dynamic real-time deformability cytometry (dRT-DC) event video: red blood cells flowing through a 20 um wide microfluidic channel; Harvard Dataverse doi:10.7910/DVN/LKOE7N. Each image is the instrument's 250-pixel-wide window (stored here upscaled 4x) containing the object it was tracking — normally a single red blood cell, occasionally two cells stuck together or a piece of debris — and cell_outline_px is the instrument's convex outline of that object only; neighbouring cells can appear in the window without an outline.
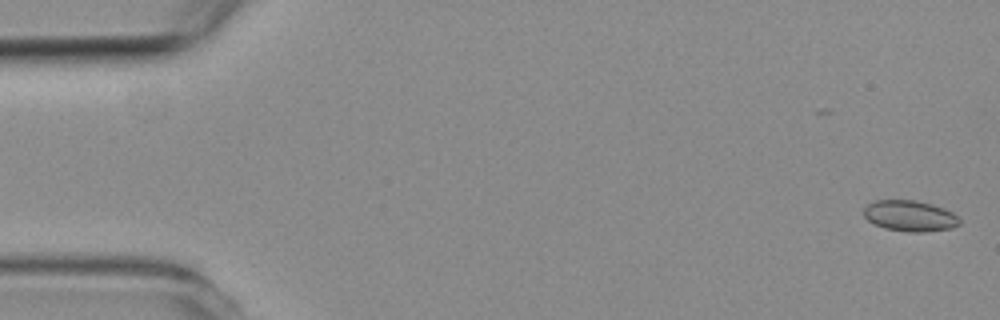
{"species": "common noctule bat (a hibernating species)", "species_latin": "Nyctalus noctula", "temperature_condition": "room temperature", "stored_images_in_passage": 4, "camera_frame_rate_fps": 3000, "um_per_image_px": 0.085, "animal": {"sex": "female", "body_mass_g": 19.3, "forearm_length_mm": 54.1}, "frame": {"image": 1, "passage_image": 1, "time_ms": 0.0, "image_size_px": [1000, 320], "cell_outline_px": [[960, 224], [952, 228], [924, 232], [908, 232], [884, 228], [868, 220], [864, 216], [864, 208], [868, 204], [876, 200], [916, 200], [932, 204], [944, 208], [952, 212], [960, 220]], "centroid_in_image_um": [77.35, 18.35], "position_along_channel_um": 7.6, "area_um2": 17.22}}